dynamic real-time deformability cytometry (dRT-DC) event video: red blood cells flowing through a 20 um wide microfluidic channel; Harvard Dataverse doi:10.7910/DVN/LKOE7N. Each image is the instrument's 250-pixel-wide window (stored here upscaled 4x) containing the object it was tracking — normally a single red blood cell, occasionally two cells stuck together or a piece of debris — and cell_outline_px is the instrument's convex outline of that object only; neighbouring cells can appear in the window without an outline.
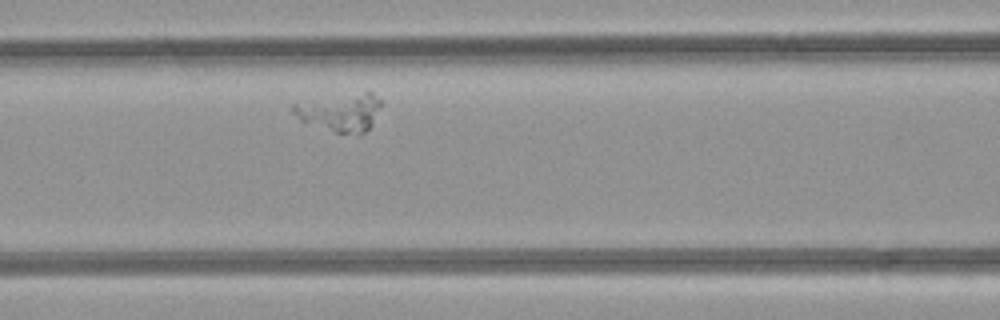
{"species": "common noctule bat (a hibernating species)", "species_latin": "Nyctalus noctula", "temperature_condition": "room temperature", "stored_images_in_passage": 27, "camera_frame_rate_fps": 3000, "um_per_image_px": 0.085, "animal": {"sex": "female", "body_mass_g": 21.9}, "frame": {"image": 1, "passage_image": 6, "time_ms": 1.667, "image_size_px": [1000, 320], "cell_outline_px": [[384, 104], [372, 124], [360, 136], [336, 132], [300, 120], [292, 112], [292, 104], [368, 88]], "centroid_in_image_um": [29.02, 9.49], "position_along_channel_um": 137.6, "area_um2": 20.06}}
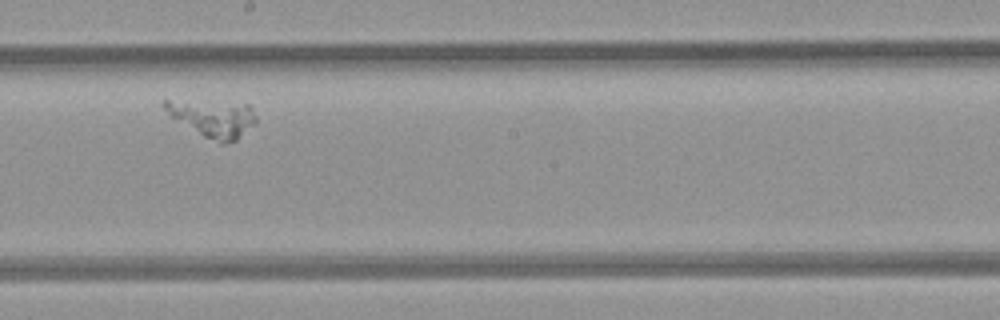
{"frame": {"image": 2, "passage_image": 13, "time_ms": 4.0, "image_size_px": [1000, 320], "cell_outline_px": [[256, 124], [236, 140], [224, 144], [220, 144], [204, 136], [172, 116], [160, 104], [164, 100], [168, 100], [248, 104], [252, 108], [256, 116]], "centroid_in_image_um": [18.16, 10.06], "position_along_channel_um": 230.0, "area_um2": 19.31}}
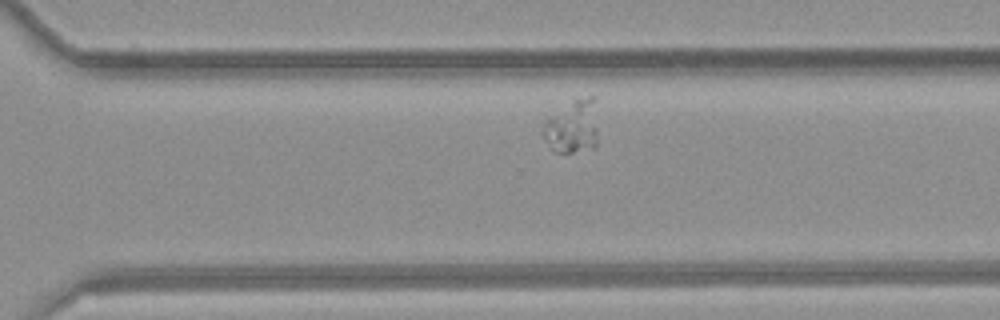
{"frame": {"image": 3, "passage_image": 20, "time_ms": 6.333, "image_size_px": [1000, 320], "cell_outline_px": [[596, 148], [572, 152], [552, 152], [540, 132], [544, 124], [552, 116], [572, 100], [588, 96], [596, 96]], "centroid_in_image_um": [48.67, 10.78], "position_along_channel_um": 321.9, "area_um2": 17.17}}